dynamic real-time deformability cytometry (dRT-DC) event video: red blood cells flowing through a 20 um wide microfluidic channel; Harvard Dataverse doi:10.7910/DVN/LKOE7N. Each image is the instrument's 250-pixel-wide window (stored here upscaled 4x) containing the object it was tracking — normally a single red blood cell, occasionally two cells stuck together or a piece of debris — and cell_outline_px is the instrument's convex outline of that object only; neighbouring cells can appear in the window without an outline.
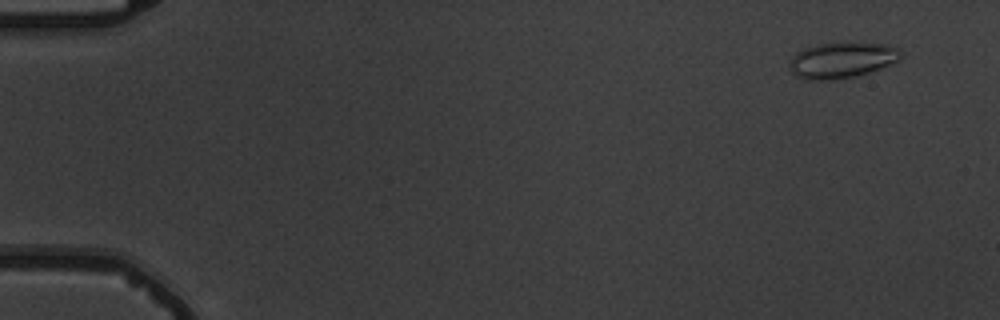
{"species": "common noctule bat (a hibernating species)", "species_latin": "Nyctalus noctula", "temperature_condition": "warm", "stored_images_in_passage": 5, "camera_frame_rate_fps": 3000, "um_per_image_px": 0.085, "animal": {"sex": "male", "body_mass_g": 19.5, "forearm_length_mm": 54.6}, "frame": {"image": 1, "passage_image": 1, "time_ms": 0.0, "image_size_px": [1000, 320], "cell_outline_px": [[904, 56], [900, 60], [880, 68], [856, 76], [832, 80], [804, 80], [796, 76], [788, 68], [788, 64], [792, 56], [796, 52], [804, 48], [816, 44], [856, 40], [884, 44], [896, 48], [904, 52]], "centroid_in_image_um": [71.56, 5.08], "position_along_channel_um": 13.4, "area_um2": 24.1}}
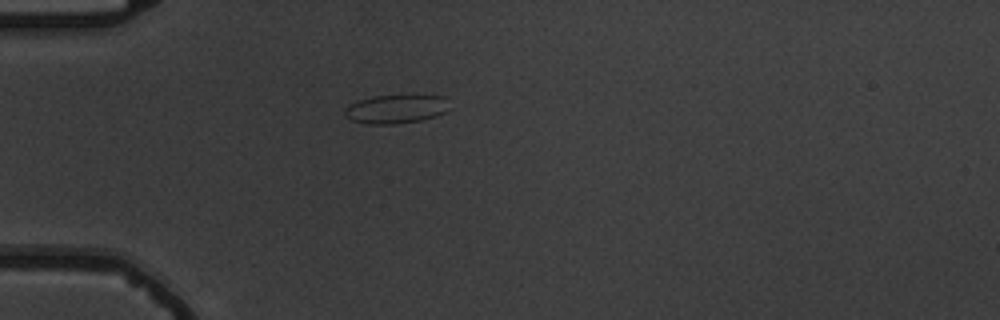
{"frame": {"image": 2, "passage_image": 5, "time_ms": 4.333, "image_size_px": [1000, 320], "cell_outline_px": [[448, 112], [436, 116], [420, 120], [396, 124], [368, 124], [352, 120], [344, 116], [344, 108], [356, 100], [372, 96], [412, 92], [444, 96]], "centroid_in_image_um": [33.66, 9.21], "position_along_channel_um": 51.3, "area_um2": 18.44}}